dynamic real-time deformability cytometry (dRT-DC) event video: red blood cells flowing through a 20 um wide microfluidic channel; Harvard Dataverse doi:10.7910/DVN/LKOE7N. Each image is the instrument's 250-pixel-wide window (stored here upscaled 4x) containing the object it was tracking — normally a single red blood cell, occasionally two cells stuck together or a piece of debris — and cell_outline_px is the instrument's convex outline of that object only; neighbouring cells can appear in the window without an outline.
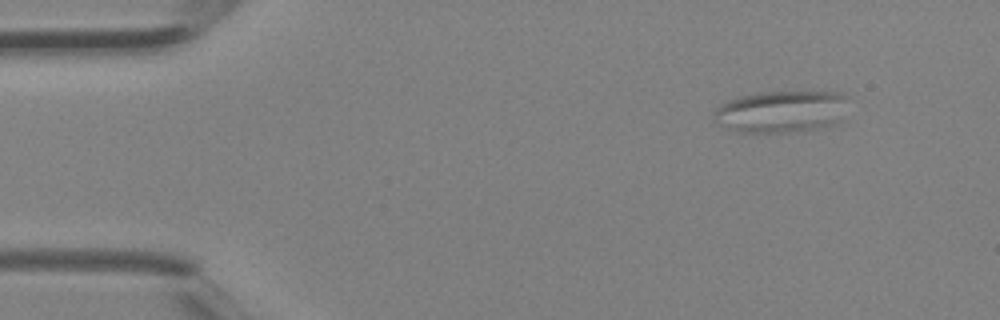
{"species": "Egyptian fruit bat (a non-hibernating species)", "species_latin": "Rousettus aegyptiacus", "temperature_condition": "room temperature", "stored_images_in_passage": 4, "camera_frame_rate_fps": 3000, "um_per_image_px": 0.085, "animal": {"sex": "female"}, "frame": {"image": 1, "passage_image": 1, "time_ms": 0.0, "image_size_px": [1000, 320], "cell_outline_px": [[844, 96], [840, 120], [832, 124], [816, 128], [784, 132], [736, 132], [716, 124], [712, 116], [728, 100], [740, 96], [764, 92], [844, 92]], "centroid_in_image_um": [66.33, 9.49], "position_along_channel_um": 18.7, "area_um2": 32.08}}
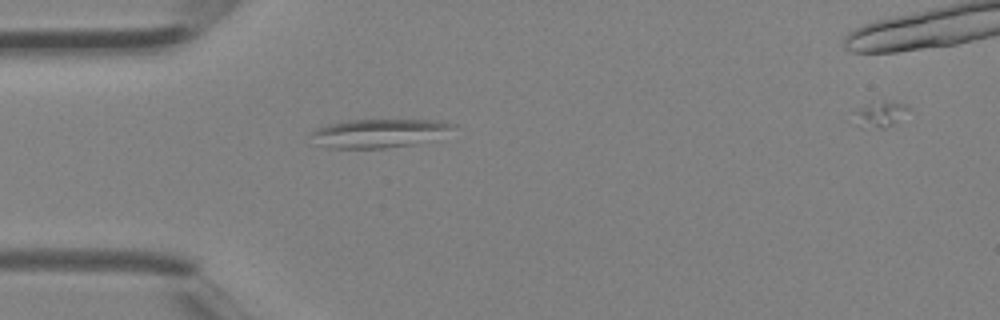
{"frame": {"image": 2, "passage_image": 3, "time_ms": 0.667, "image_size_px": [1000, 320], "cell_outline_px": [[456, 124], [452, 128], [412, 144], [384, 148], [328, 148], [316, 144], [312, 136], [312, 132], [316, 128], [328, 124], [348, 120], [440, 120]], "centroid_in_image_um": [32.06, 11.31], "position_along_channel_um": 52.9, "area_um2": 22.89}}